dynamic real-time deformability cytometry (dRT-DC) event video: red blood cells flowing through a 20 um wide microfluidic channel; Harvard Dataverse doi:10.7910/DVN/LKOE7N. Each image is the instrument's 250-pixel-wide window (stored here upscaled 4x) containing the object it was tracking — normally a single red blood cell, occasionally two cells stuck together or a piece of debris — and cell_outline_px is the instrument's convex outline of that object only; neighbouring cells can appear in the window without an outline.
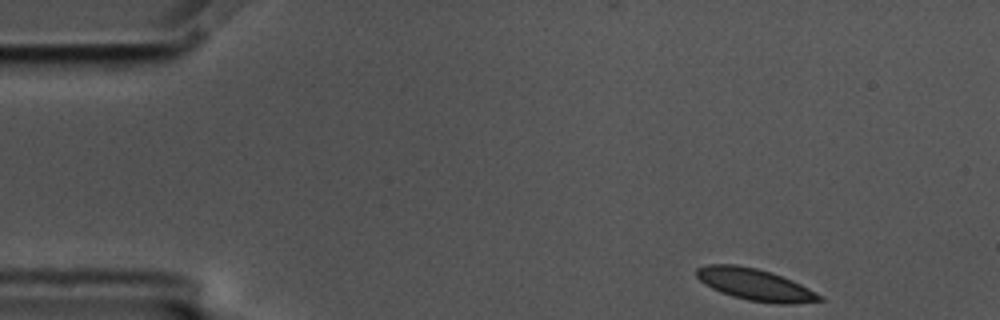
{"species": "common noctule bat (a hibernating species)", "species_latin": "Nyctalus noctula", "temperature_condition": "cold", "stored_images_in_passage": 51, "camera_frame_rate_fps": 3000, "um_per_image_px": 0.085, "animal": {"sex": "male", "body_mass_g": 17.5, "forearm_length_mm": 52.3}, "frame": {"image": 1, "passage_image": 1, "time_ms": 0.0, "image_size_px": [1000, 320], "cell_outline_px": [[824, 300], [792, 304], [780, 304], [748, 300], [732, 296], [720, 292], [704, 284], [696, 276], [696, 268], [708, 264], [736, 264], [756, 268], [772, 272], [792, 280], [824, 296]], "centroid_in_image_um": [64.18, 24.18], "position_along_channel_um": 20.8, "area_um2": 22.83}}
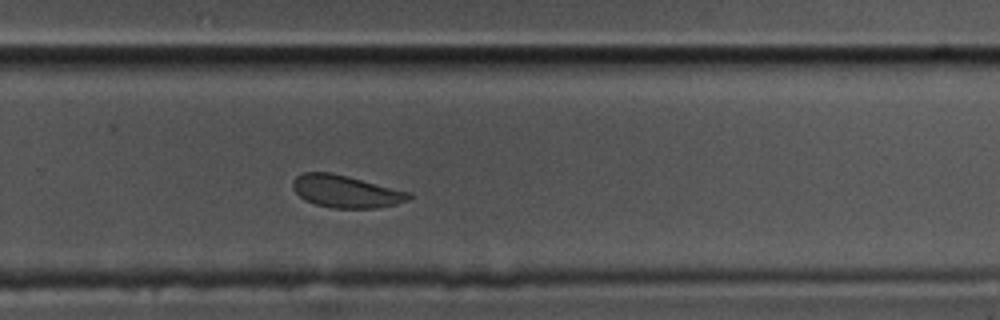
{"frame": {"image": 2, "passage_image": 32, "time_ms": 10.333, "image_size_px": [1000, 320], "cell_outline_px": [[412, 196], [408, 200], [396, 204], [376, 208], [332, 208], [316, 204], [304, 200], [292, 188], [292, 180], [296, 176], [304, 172], [332, 172], [412, 192]], "centroid_in_image_um": [29.4, 16.26], "position_along_channel_um": 300.4, "area_um2": 22.08}}
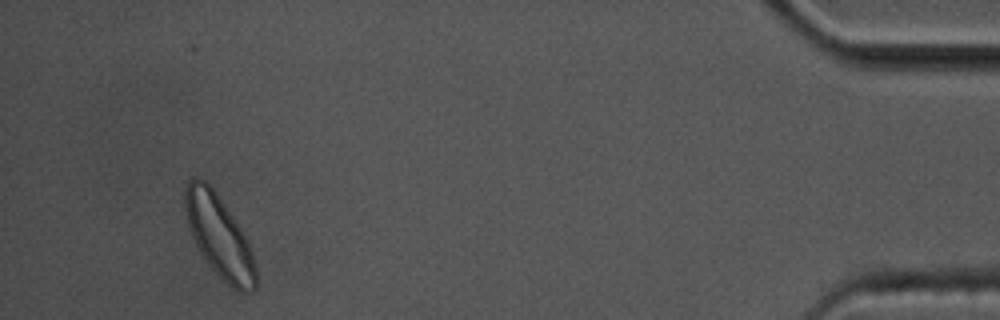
{"frame": {"image": 3, "passage_image": 48, "time_ms": 15.667, "image_size_px": [1000, 320], "cell_outline_px": [[256, 288], [252, 292], [240, 292], [232, 288], [208, 264], [200, 252], [192, 236], [188, 224], [184, 208], [184, 188], [188, 180], [196, 176], [204, 180], [212, 188], [224, 204], [240, 228], [252, 252], [256, 268]], "centroid_in_image_um": [18.61, 20.08], "position_along_channel_um": 416.6, "area_um2": 33.41}, "authors_computed_cell_mechanics": {"area_um2": 22.831, "velocity_mm_per_s": 3.5161, "shape_relaxation_time_tau1_ms": null, "shape_relaxation_time_tau2_ms": 2.5879, "deformation_change_tau1": null, "deformation_change_tau2": 0.0484}}